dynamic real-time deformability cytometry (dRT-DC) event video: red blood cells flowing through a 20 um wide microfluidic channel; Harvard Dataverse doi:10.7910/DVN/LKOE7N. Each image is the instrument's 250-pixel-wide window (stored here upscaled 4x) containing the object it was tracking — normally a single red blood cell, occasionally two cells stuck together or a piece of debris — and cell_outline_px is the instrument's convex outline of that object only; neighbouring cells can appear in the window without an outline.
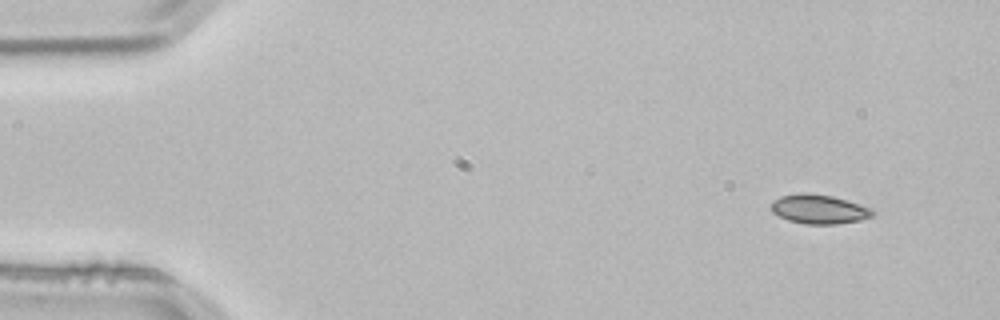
{"species": "common noctule bat (a hibernating species)", "species_latin": "Nyctalus noctula", "temperature_condition": "room temperature", "stored_images_in_passage": 3, "camera_frame_rate_fps": 3000, "um_per_image_px": 0.085, "animal": {"sex": "male", "body_mass_g": 21.5, "forearm_length_mm": 52.0}, "frame": {"image": 1, "passage_image": 1, "time_ms": 0.0, "image_size_px": [1000, 320], "cell_outline_px": [[876, 212], [872, 216], [860, 220], [836, 224], [804, 224], [788, 220], [772, 212], [768, 204], [772, 200], [780, 196], [800, 192], [804, 192], [832, 196], [872, 208]], "centroid_in_image_um": [69.57, 17.77], "position_along_channel_um": 15.4, "area_um2": 17.46}}